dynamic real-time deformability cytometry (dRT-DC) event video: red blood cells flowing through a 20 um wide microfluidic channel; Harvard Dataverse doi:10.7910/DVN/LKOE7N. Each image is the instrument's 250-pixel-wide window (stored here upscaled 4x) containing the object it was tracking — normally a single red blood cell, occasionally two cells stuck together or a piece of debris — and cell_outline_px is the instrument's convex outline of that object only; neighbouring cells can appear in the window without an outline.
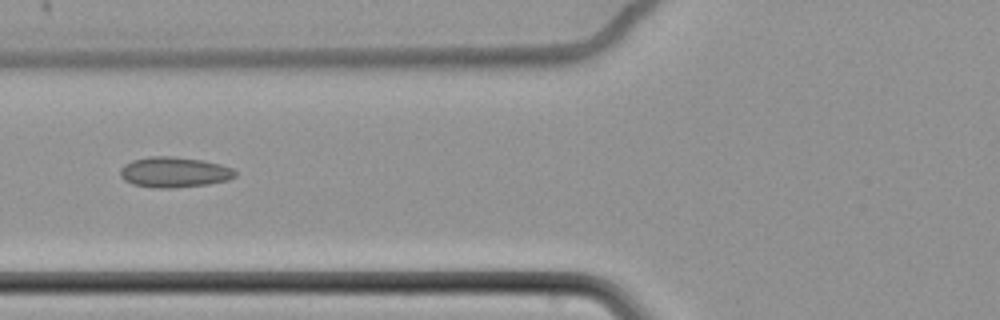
{"species": "common noctule bat (a hibernating species)", "species_latin": "Nyctalus noctula", "temperature_condition": "cold", "stored_images_in_passage": 8, "camera_frame_rate_fps": 3000, "um_per_image_px": 0.085, "animal": {"sex": "female", "body_mass_g": 22.7, "forearm_length_mm": 54.2}, "frame": {"image": 1, "passage_image": 7, "time_ms": 2.0, "image_size_px": [1000, 320], "cell_outline_px": [[236, 176], [228, 180], [208, 184], [172, 188], [156, 188], [132, 184], [124, 180], [120, 176], [120, 168], [124, 164], [132, 160], [148, 156], [172, 156], [204, 160], [220, 164], [232, 168], [236, 172]], "centroid_in_image_um": [14.79, 14.63], "position_along_channel_um": 111.0, "area_um2": 20.58}}
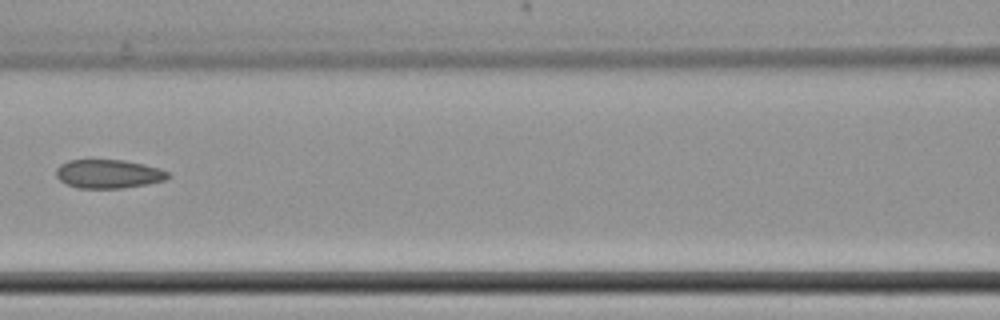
{"frame": {"image": 2, "passage_image": 8, "time_ms": 2.333, "image_size_px": [1000, 320], "cell_outline_px": [[172, 176], [164, 180], [148, 184], [124, 188], [76, 188], [64, 184], [56, 176], [56, 168], [60, 164], [68, 160], [124, 160], [144, 164], [160, 168], [168, 172]], "centroid_in_image_um": [9.21, 14.78], "position_along_channel_um": 157.4, "area_um2": 18.96}}